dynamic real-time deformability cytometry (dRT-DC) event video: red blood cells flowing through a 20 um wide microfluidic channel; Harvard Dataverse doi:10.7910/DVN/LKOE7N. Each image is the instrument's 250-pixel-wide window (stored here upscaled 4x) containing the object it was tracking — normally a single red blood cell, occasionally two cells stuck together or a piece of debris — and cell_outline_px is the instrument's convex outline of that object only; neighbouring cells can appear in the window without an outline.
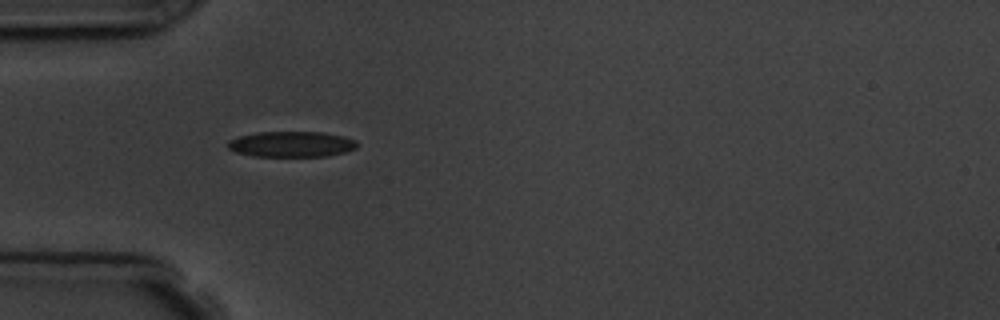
{"species": "common noctule bat (a hibernating species)", "species_latin": "Nyctalus noctula", "temperature_condition": "room temperature", "stored_images_in_passage": 2, "camera_frame_rate_fps": 3000, "um_per_image_px": 0.085, "animal": {"sex": "male", "body_mass_g": 19.5, "forearm_length_mm": 54.6}, "frame": {"image": 1, "passage_image": 1, "time_ms": 0.0, "image_size_px": [1000, 320], "cell_outline_px": [[356, 148], [344, 152], [324, 156], [252, 156], [236, 152], [228, 148], [228, 140], [240, 136], [256, 132], [324, 132], [344, 136], [356, 140]], "centroid_in_image_um": [24.76, 12.25], "position_along_channel_um": 60.2, "area_um2": 19.25}}